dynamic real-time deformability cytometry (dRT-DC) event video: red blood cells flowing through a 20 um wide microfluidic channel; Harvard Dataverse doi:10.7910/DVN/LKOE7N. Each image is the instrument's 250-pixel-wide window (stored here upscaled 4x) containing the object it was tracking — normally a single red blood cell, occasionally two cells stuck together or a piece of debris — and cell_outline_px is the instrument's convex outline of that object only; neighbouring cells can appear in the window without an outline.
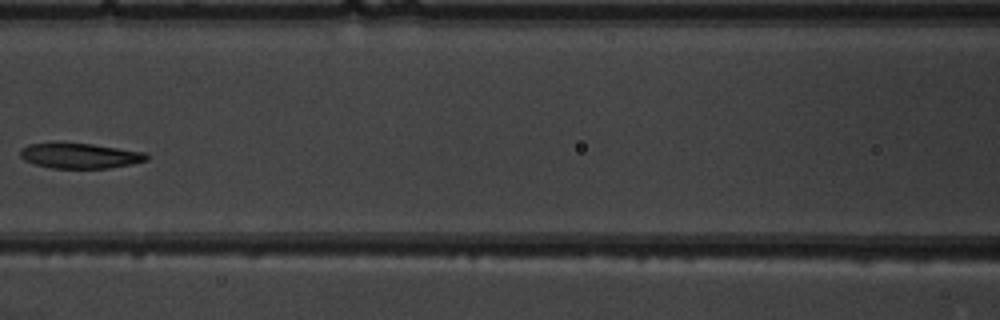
{"species": "common noctule bat (a hibernating species)", "species_latin": "Nyctalus noctula", "temperature_condition": "warm", "stored_images_in_passage": 5, "camera_frame_rate_fps": 3000, "um_per_image_px": 0.085, "animal": {"sex": "male", "body_mass_g": 19.5, "forearm_length_mm": 54.6}, "frame": {"image": 1, "passage_image": 4, "time_ms": 3.667, "image_size_px": [1000, 320], "cell_outline_px": [[148, 160], [132, 164], [108, 168], [52, 168], [36, 164], [24, 160], [20, 156], [20, 148], [28, 144], [92, 144], [148, 152]], "centroid_in_image_um": [6.85, 13.25], "position_along_channel_um": 159.8, "area_um2": 18.38}}
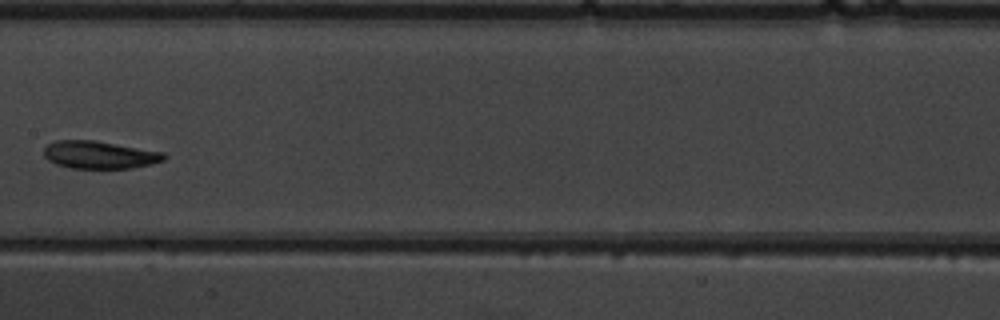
{"frame": {"image": 2, "passage_image": 5, "time_ms": 4.667, "image_size_px": [1000, 320], "cell_outline_px": [[168, 156], [164, 160], [132, 168], [68, 168], [56, 164], [48, 160], [44, 156], [44, 148], [48, 144], [56, 140], [92, 140], [164, 152]], "centroid_in_image_um": [8.43, 13.16], "position_along_channel_um": 199.0, "area_um2": 19.25}}